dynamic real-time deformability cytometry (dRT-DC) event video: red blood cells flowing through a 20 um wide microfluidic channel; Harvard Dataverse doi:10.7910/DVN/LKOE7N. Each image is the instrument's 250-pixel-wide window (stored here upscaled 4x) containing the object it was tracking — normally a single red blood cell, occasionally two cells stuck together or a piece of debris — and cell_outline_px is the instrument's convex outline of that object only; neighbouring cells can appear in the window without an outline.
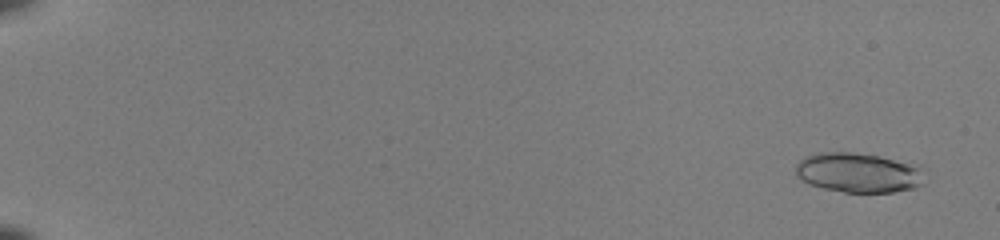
{"species": "common noctule bat (a hibernating species)", "species_latin": "Nyctalus noctula", "temperature_condition": "room temperature", "stored_images_in_passage": 52, "camera_frame_rate_fps": 3000, "um_per_image_px": 0.085, "animal": {"sex": "female", "body_mass_g": 22.0, "forearm_length_mm": 56.7}, "frame": {"image": 1, "passage_image": 3, "time_ms": 0.667, "image_size_px": [1000, 240], "cell_outline_px": [[928, 168], [924, 184], [916, 188], [892, 192], [844, 192], [824, 188], [808, 184], [800, 180], [796, 176], [796, 164], [804, 156], [816, 152], [852, 152], [880, 156], [920, 164]], "centroid_in_image_um": [73.06, 14.66], "position_along_channel_um": 11.9, "area_um2": 30.87}}
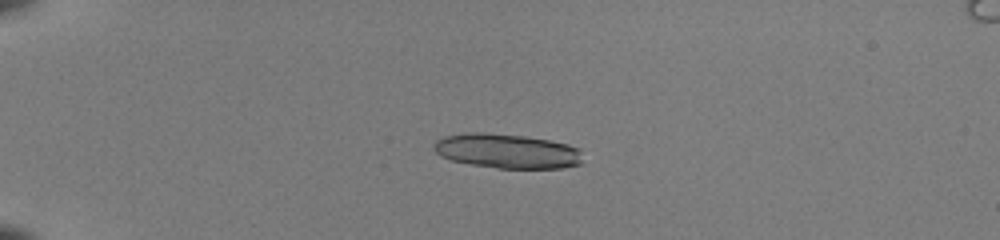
{"frame": {"image": 2, "passage_image": 15, "time_ms": 4.667, "image_size_px": [1000, 240], "cell_outline_px": [[580, 164], [560, 168], [496, 168], [472, 164], [452, 160], [440, 156], [432, 148], [432, 144], [436, 140], [444, 136], [468, 132], [484, 132], [524, 136], [548, 140], [568, 144], [580, 148]], "centroid_in_image_um": [43.05, 12.83], "position_along_channel_um": 41.9, "area_um2": 29.94}, "authors_computed_cell_mechanics": {"area_um2": 28.4665, "velocity_mm_per_s": 4.098, "shape_relaxation_time_tau1_ms": 9.2208, "shape_relaxation_time_tau2_ms": 2.1604, "deformation_change_tau1": 0.2964, "deformation_change_tau2": 0.0684}}